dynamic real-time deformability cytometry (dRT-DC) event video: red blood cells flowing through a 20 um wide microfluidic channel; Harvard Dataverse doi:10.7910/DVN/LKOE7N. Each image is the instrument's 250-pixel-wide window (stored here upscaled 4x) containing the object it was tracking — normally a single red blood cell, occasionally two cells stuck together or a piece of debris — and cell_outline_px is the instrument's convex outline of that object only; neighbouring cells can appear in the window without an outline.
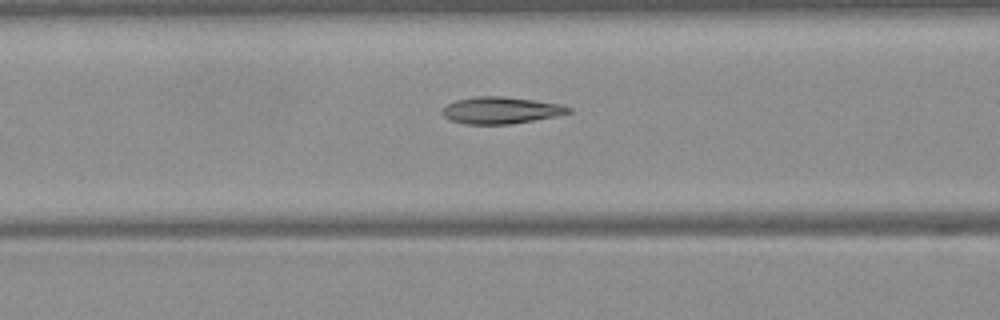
{"species": "Egyptian fruit bat (a non-hibernating species)", "species_latin": "Rousettus aegyptiacus", "temperature_condition": "warm", "stored_images_in_passage": 18, "camera_frame_rate_fps": 3000, "um_per_image_px": 0.085, "frame": {"image": 1, "passage_image": 13, "time_ms": 4.0, "image_size_px": [1000, 320], "cell_outline_px": [[572, 112], [532, 120], [508, 124], [464, 124], [452, 120], [444, 116], [440, 112], [448, 104], [456, 100], [476, 96], [504, 96], [560, 104], [572, 108]], "centroid_in_image_um": [42.54, 9.37], "position_along_channel_um": 124.1, "area_um2": 19.42}}
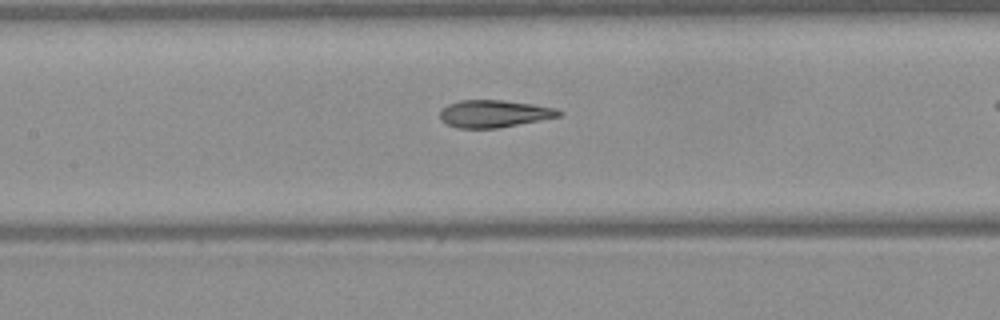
{"frame": {"image": 2, "passage_image": 16, "time_ms": 5.0, "image_size_px": [1000, 320], "cell_outline_px": [[564, 112], [560, 116], [540, 120], [496, 128], [456, 128], [440, 120], [440, 112], [448, 104], [460, 100], [504, 100], [532, 104], [556, 108]], "centroid_in_image_um": [42.0, 9.66], "position_along_channel_um": 165.4, "area_um2": 18.84}}